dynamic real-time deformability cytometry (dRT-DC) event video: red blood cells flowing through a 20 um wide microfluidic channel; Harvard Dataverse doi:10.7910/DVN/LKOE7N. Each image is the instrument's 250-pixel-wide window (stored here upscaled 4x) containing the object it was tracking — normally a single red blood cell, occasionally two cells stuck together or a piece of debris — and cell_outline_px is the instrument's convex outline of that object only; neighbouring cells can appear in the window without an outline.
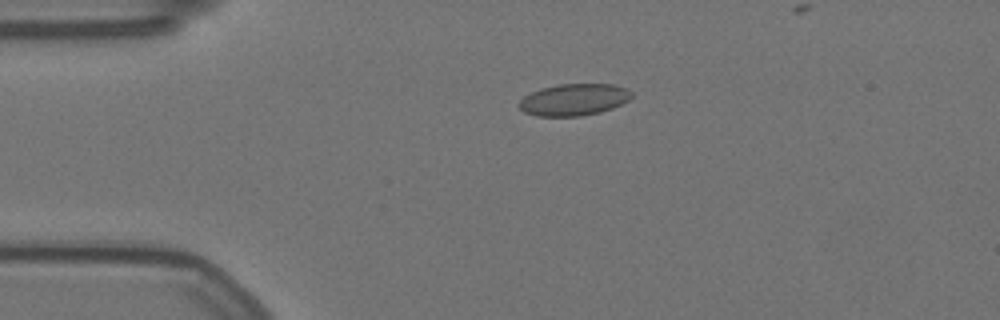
{"species": "Egyptian fruit bat (a non-hibernating species)", "species_latin": "Rousettus aegyptiacus", "temperature_condition": "warm", "stored_images_in_passage": 27, "camera_frame_rate_fps": 3000, "um_per_image_px": 0.085, "animal": {"sex": "female"}, "frame": {"image": 1, "passage_image": 1, "time_ms": 0.0, "image_size_px": [1000, 320], "cell_outline_px": [[632, 96], [628, 100], [612, 108], [580, 116], [536, 116], [524, 112], [516, 104], [524, 96], [540, 88], [560, 84], [612, 84], [624, 88], [632, 92]], "centroid_in_image_um": [48.73, 8.47], "position_along_channel_um": 36.3, "area_um2": 20.69}}
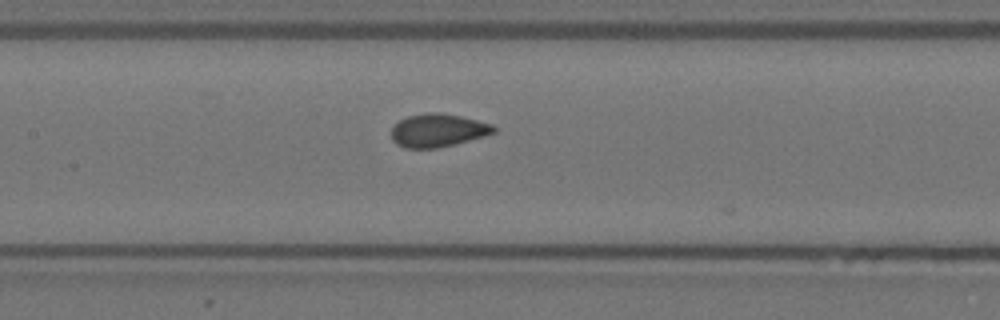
{"frame": {"image": 2, "passage_image": 15, "time_ms": 4.667, "image_size_px": [1000, 320], "cell_outline_px": [[496, 132], [468, 140], [436, 148], [404, 148], [396, 144], [392, 140], [392, 128], [400, 120], [408, 116], [428, 112], [440, 112], [460, 116], [492, 124], [496, 128]], "centroid_in_image_um": [37.19, 11.07], "position_along_channel_um": 170.2, "area_um2": 19.54}}
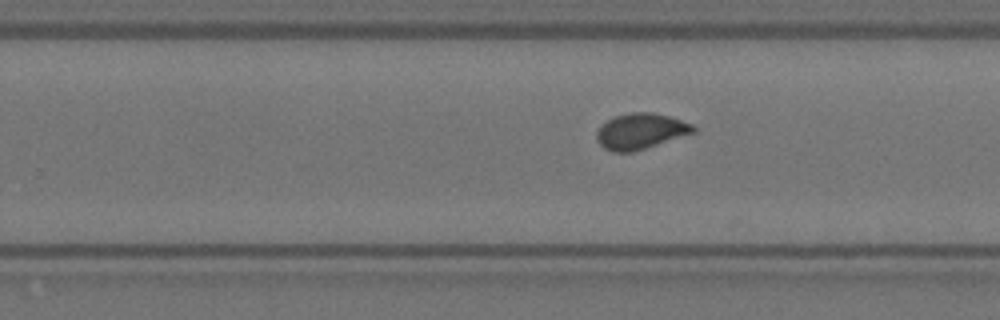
{"frame": {"image": 3, "passage_image": 24, "time_ms": 7.667, "image_size_px": [1000, 320], "cell_outline_px": [[696, 132], [632, 152], [612, 152], [604, 148], [596, 140], [596, 132], [608, 120], [616, 116], [632, 112], [652, 112], [672, 116], [692, 124], [696, 128]], "centroid_in_image_um": [54.47, 11.15], "position_along_channel_um": 275.3, "area_um2": 20.06}}